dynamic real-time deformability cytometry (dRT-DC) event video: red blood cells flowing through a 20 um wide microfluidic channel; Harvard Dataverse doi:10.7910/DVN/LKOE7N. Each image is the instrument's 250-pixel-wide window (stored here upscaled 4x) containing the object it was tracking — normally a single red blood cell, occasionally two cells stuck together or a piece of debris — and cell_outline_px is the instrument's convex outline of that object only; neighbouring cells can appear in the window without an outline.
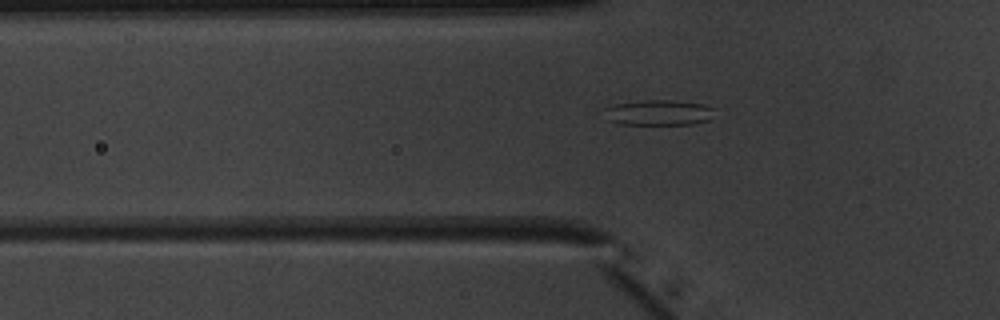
{"species": "common noctule bat (a hibernating species)", "species_latin": "Nyctalus noctula", "temperature_condition": "warm", "stored_images_in_passage": 51, "camera_frame_rate_fps": 3000, "um_per_image_px": 0.085, "animal": {"sex": "male", "body_mass_g": 20.1, "forearm_length_mm": 53.5}, "frame": {"image": 1, "passage_image": 17, "time_ms": 5.333, "image_size_px": [1000, 320], "cell_outline_px": [[712, 108], [708, 120], [692, 124], [620, 124], [604, 120], [604, 108], [616, 104], [644, 100], [672, 100], [704, 104]], "centroid_in_image_um": [55.88, 9.57], "position_along_channel_um": 69.9, "area_um2": 16.24}}
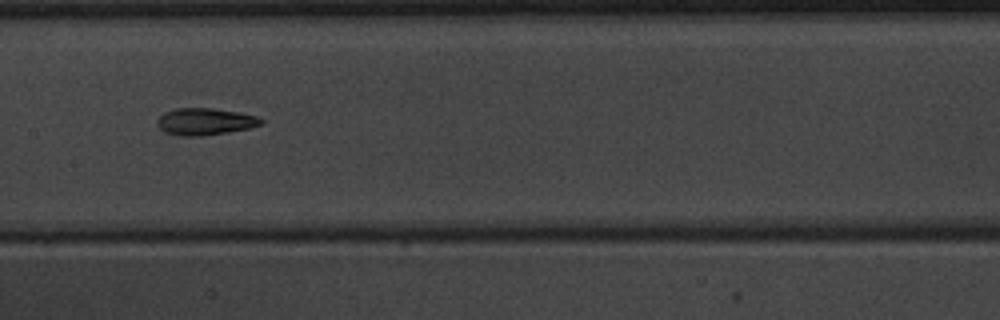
{"frame": {"image": 2, "passage_image": 26, "time_ms": 8.333, "image_size_px": [1000, 320], "cell_outline_px": [[264, 120], [260, 124], [248, 128], [228, 132], [204, 136], [180, 136], [164, 132], [156, 124], [156, 120], [164, 112], [176, 108], [212, 108], [236, 112], [256, 116]], "centroid_in_image_um": [17.37, 10.34], "position_along_channel_um": 190.0, "area_um2": 16.24}}
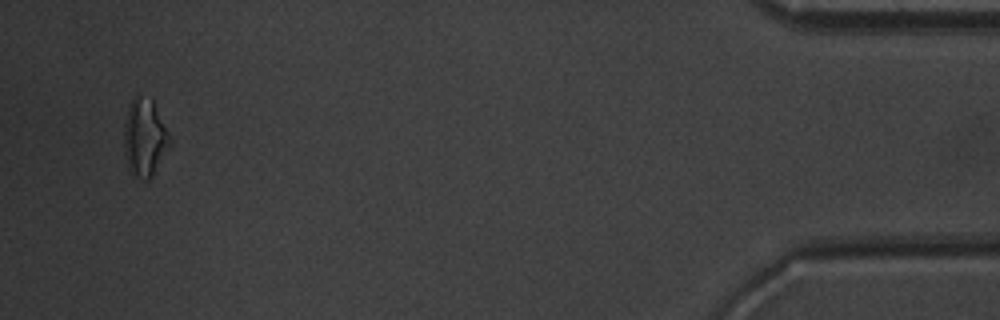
{"frame": {"image": 3, "passage_image": 49, "time_ms": 16.0, "image_size_px": [1000, 320], "cell_outline_px": [[172, 144], [152, 176], [148, 180], [144, 180], [132, 176], [128, 168], [124, 152], [124, 124], [128, 104], [136, 96], [140, 96], [152, 100], [172, 140]], "centroid_in_image_um": [12.29, 11.75], "position_along_channel_um": 422.9, "area_um2": 20.81}, "authors_computed_cell_mechanics": {"area_um2": 16.5886, "velocity_mm_per_s": 3.9956, "shape_relaxation_time_tau1_ms": 8.5306, "shape_relaxation_time_tau2_ms": 3.9635, "deformation_change_tau1": 0.1826, "deformation_change_tau2": 0.1151}}